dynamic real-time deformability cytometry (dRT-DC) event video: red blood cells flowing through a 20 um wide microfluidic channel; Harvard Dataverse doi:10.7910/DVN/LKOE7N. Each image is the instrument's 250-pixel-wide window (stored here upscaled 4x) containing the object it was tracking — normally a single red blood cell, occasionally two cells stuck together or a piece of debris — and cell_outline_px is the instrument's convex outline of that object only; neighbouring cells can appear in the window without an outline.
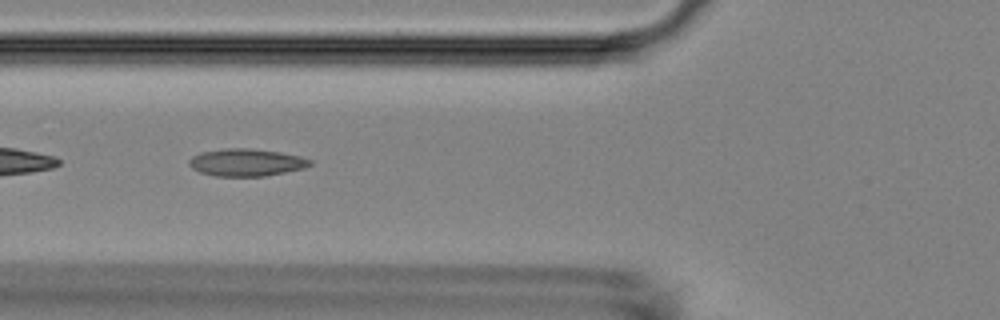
{"species": "Egyptian fruit bat (a non-hibernating species)", "species_latin": "Rousettus aegyptiacus", "temperature_condition": "room temperature", "stored_images_in_passage": 17, "camera_frame_rate_fps": 3000, "um_per_image_px": 0.085, "animal": {"sex": "female"}, "frame": {"image": 1, "passage_image": 5, "time_ms": 1.333, "image_size_px": [1000, 320], "cell_outline_px": [[312, 164], [304, 168], [264, 176], [216, 176], [200, 172], [192, 168], [188, 164], [188, 160], [192, 156], [200, 152], [224, 148], [252, 148], [280, 152], [300, 156], [312, 160]], "centroid_in_image_um": [20.92, 13.79], "position_along_channel_um": 104.9, "area_um2": 19.36}}
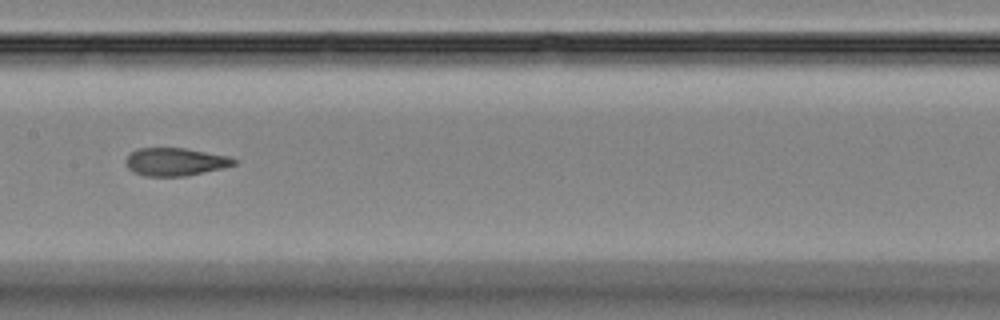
{"frame": {"image": 2, "passage_image": 12, "time_ms": 3.667, "image_size_px": [1000, 320], "cell_outline_px": [[236, 164], [224, 168], [184, 176], [144, 176], [132, 172], [128, 168], [124, 160], [136, 148], [184, 148], [228, 156], [236, 160]], "centroid_in_image_um": [14.87, 13.76], "position_along_channel_um": 192.5, "area_um2": 17.57}}